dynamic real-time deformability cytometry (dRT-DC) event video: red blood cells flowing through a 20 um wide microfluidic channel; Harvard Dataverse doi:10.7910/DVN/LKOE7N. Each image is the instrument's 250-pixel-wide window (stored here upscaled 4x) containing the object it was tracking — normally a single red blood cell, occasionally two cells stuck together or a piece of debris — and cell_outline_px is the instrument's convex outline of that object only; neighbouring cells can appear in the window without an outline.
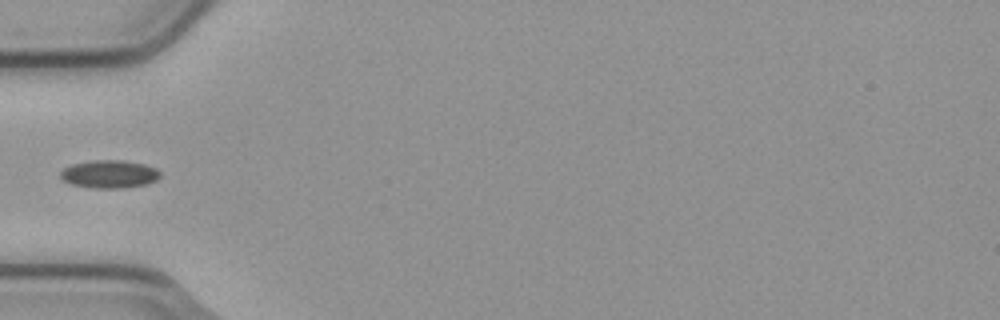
{"species": "common noctule bat (a hibernating species)", "species_latin": "Nyctalus noctula", "temperature_condition": "cold", "stored_images_in_passage": 6, "camera_frame_rate_fps": 3000, "um_per_image_px": 0.085, "animal": {"sex": "male", "body_mass_g": 23.1, "forearm_length_mm": 52.7}, "frame": {"image": 1, "passage_image": 5, "time_ms": 1.333, "image_size_px": [1000, 320], "cell_outline_px": [[160, 176], [156, 180], [148, 184], [120, 188], [92, 188], [72, 184], [64, 180], [60, 176], [60, 172], [64, 168], [72, 164], [96, 160], [124, 160], [144, 164], [156, 168], [160, 172]], "centroid_in_image_um": [9.32, 14.8], "position_along_channel_um": 75.7, "area_um2": 16.18}}
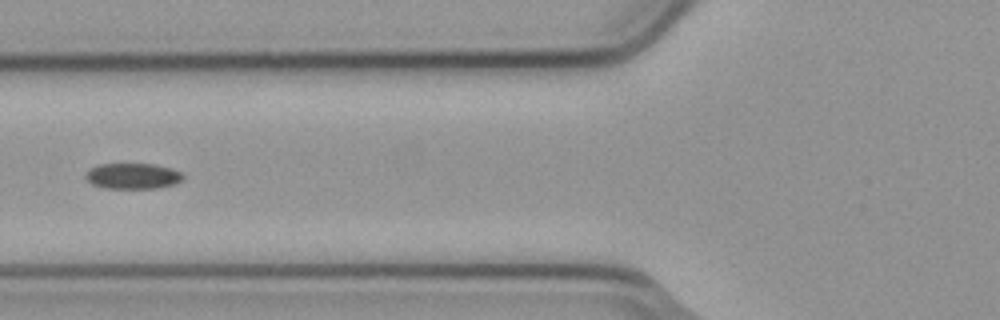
{"frame": {"image": 2, "passage_image": 6, "time_ms": 1.667, "image_size_px": [1000, 320], "cell_outline_px": [[184, 176], [180, 180], [172, 184], [156, 188], [104, 188], [92, 184], [84, 176], [88, 168], [100, 164], [156, 164], [172, 168], [180, 172]], "centroid_in_image_um": [11.24, 14.95], "position_along_channel_um": 114.6, "area_um2": 14.57}}